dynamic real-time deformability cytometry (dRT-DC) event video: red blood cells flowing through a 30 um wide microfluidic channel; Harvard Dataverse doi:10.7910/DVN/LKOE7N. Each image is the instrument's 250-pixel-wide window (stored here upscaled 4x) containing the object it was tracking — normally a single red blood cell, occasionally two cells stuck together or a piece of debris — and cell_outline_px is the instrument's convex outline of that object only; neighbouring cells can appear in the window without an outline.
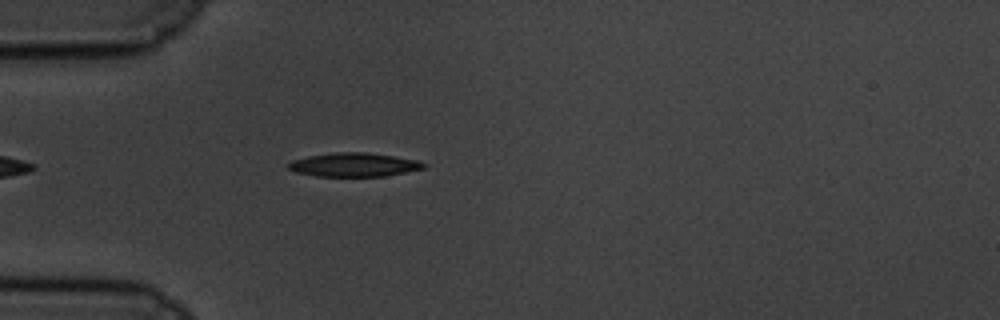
{"species": "common noctule bat (a hibernating species)", "species_latin": "Nyctalus noctula", "temperature_condition": "cold", "stored_images_in_passage": 38, "camera_frame_rate_fps": 3000, "um_per_image_px": 0.085, "animal": {"sex": "male", "body_mass_g": 19.5, "forearm_length_mm": 54.6}, "frame": {"image": 1, "passage_image": 2, "time_ms": 0.333, "image_size_px": [1000, 320], "cell_outline_px": [[428, 164], [424, 168], [408, 172], [384, 176], [316, 176], [296, 172], [288, 168], [288, 164], [292, 160], [308, 156], [336, 152], [364, 152], [420, 160]], "centroid_in_image_um": [30.12, 14.0], "position_along_channel_um": 54.9, "area_um2": 18.73}}
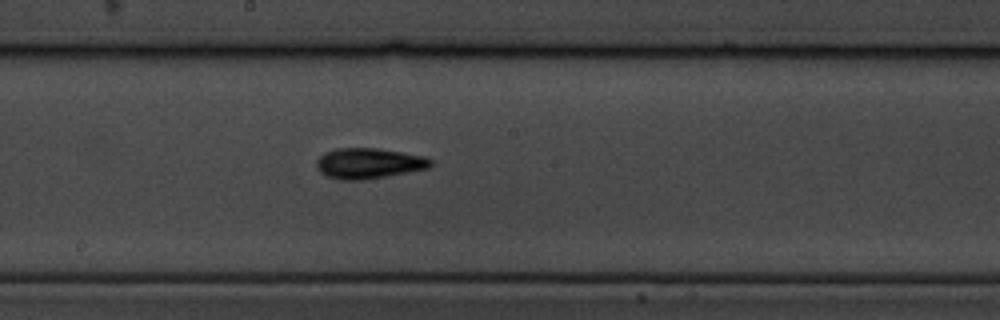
{"frame": {"image": 2, "passage_image": 17, "time_ms": 5.333, "image_size_px": [1000, 320], "cell_outline_px": [[432, 164], [428, 168], [384, 176], [360, 180], [340, 180], [328, 176], [320, 172], [316, 168], [316, 160], [324, 152], [336, 148], [376, 148], [424, 156], [432, 160]], "centroid_in_image_um": [31.29, 13.87], "position_along_channel_um": 216.9, "area_um2": 20.11}}
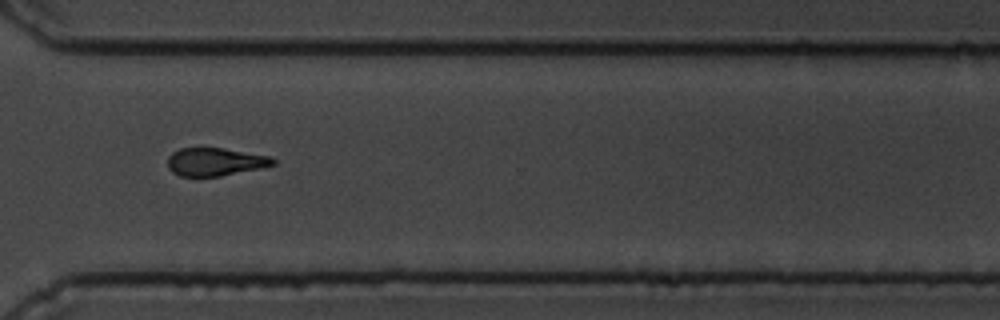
{"frame": {"image": 3, "passage_image": 29, "time_ms": 9.333, "image_size_px": [1000, 320], "cell_outline_px": [[276, 164], [260, 168], [220, 176], [180, 176], [172, 172], [168, 168], [168, 156], [172, 152], [180, 148], [224, 148], [268, 156], [276, 160]], "centroid_in_image_um": [18.26, 13.75], "position_along_channel_um": 352.3, "area_um2": 17.11}, "authors_computed_cell_mechanics": {"area_um2": 18.1781, "velocity_mm_per_s": 3.3952, "shape_relaxation_time_tau1_ms": 2.8672, "shape_relaxation_time_tau2_ms": 2.6081, "deformation_change_tau1": 0.1336, "deformation_change_tau2": 0.0926}}